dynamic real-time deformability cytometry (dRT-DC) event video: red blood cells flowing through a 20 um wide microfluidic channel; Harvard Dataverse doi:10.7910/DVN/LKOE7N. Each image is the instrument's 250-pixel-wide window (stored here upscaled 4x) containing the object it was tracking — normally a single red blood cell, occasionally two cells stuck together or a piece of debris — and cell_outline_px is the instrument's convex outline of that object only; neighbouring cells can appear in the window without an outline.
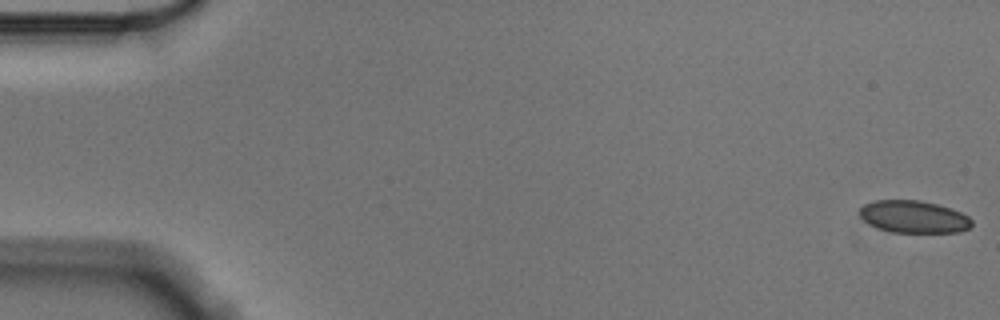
{"species": "Egyptian fruit bat (a non-hibernating species)", "species_latin": "Rousettus aegyptiacus", "temperature_condition": "cold", "stored_images_in_passage": 57, "camera_frame_rate_fps": 3000, "um_per_image_px": 0.085, "animal": {"sex": "male"}, "frame": {"image": 1, "passage_image": 1, "time_ms": 0.0, "image_size_px": [1000, 320], "cell_outline_px": [[972, 224], [968, 228], [960, 232], [892, 232], [876, 228], [868, 224], [860, 216], [860, 208], [864, 204], [872, 200], [920, 200], [952, 208], [968, 216], [972, 220]], "centroid_in_image_um": [77.64, 18.42], "position_along_channel_um": 7.4, "area_um2": 21.21}}
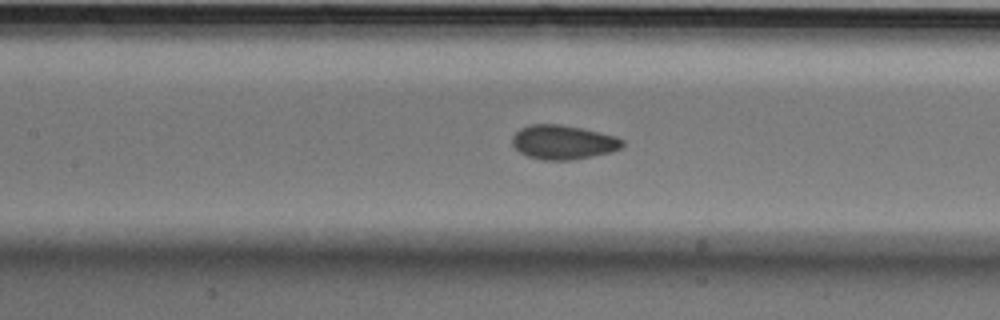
{"frame": {"image": 2, "passage_image": 26, "time_ms": 8.333, "image_size_px": [1000, 320], "cell_outline_px": [[624, 148], [612, 152], [592, 156], [568, 160], [544, 160], [528, 156], [520, 152], [512, 144], [512, 136], [520, 128], [528, 124], [560, 124], [584, 128], [616, 136], [624, 140]], "centroid_in_image_um": [47.9, 12.07], "position_along_channel_um": 159.5, "area_um2": 22.2}}
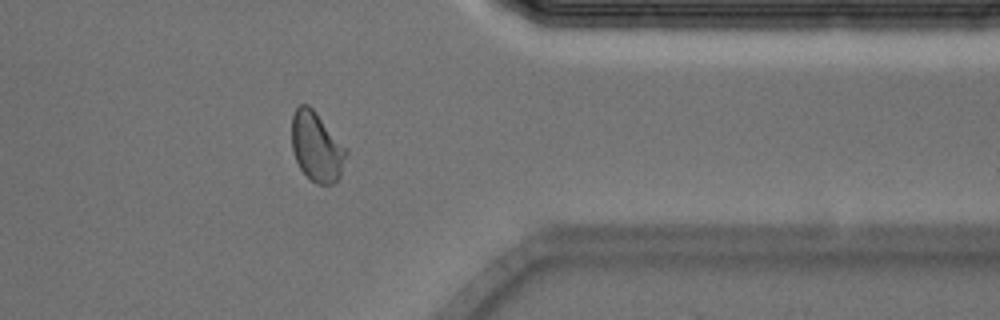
{"frame": {"image": 3, "passage_image": 46, "time_ms": 15.0, "image_size_px": [1000, 320], "cell_outline_px": [[348, 152], [340, 176], [332, 184], [316, 184], [300, 168], [296, 160], [292, 148], [292, 116], [296, 108], [300, 104], [308, 104], [316, 112], [348, 148]], "centroid_in_image_um": [26.93, 12.46], "position_along_channel_um": 384.5, "area_um2": 22.08}, "authors_computed_cell_mechanics": {"area_um2": 21.675, "velocity_mm_per_s": 3.5491, "shape_relaxation_time_tau1_ms": 4.0218, "shape_relaxation_time_tau2_ms": 0.9783, "deformation_change_tau1": 0.0576, "deformation_change_tau2": 0.0527}}